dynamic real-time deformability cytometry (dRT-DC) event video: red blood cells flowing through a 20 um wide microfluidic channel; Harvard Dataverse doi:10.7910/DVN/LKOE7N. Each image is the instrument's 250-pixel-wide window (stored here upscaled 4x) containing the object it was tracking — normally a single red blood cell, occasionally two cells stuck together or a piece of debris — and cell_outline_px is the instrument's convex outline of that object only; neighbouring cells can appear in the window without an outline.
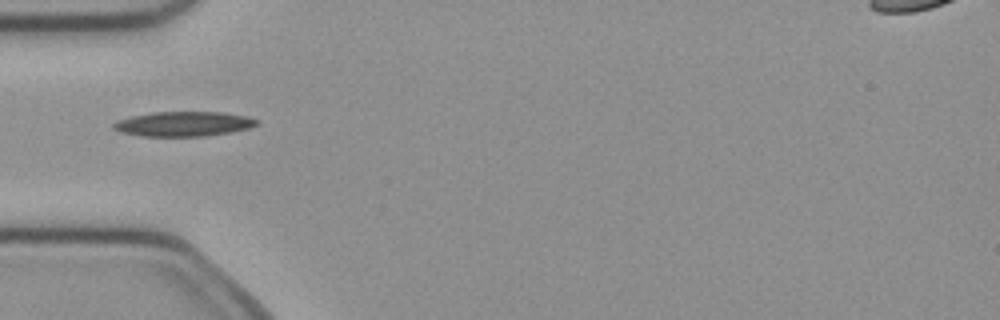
{"species": "common noctule bat (a hibernating species)", "species_latin": "Nyctalus noctula", "temperature_condition": "cold", "stored_images_in_passage": 1, "camera_frame_rate_fps": 3000, "um_per_image_px": 0.085, "animal": {"sex": "female", "body_mass_g": 21.9}, "frame": {"image": 1, "passage_image": 1, "time_ms": 0.0, "image_size_px": [1000, 320], "cell_outline_px": [[260, 120], [256, 124], [248, 128], [228, 132], [204, 136], [140, 136], [120, 132], [112, 128], [112, 124], [116, 120], [132, 116], [152, 112], [220, 112], [248, 116]], "centroid_in_image_um": [15.55, 10.53], "position_along_channel_um": 69.4, "area_um2": 20.63}}